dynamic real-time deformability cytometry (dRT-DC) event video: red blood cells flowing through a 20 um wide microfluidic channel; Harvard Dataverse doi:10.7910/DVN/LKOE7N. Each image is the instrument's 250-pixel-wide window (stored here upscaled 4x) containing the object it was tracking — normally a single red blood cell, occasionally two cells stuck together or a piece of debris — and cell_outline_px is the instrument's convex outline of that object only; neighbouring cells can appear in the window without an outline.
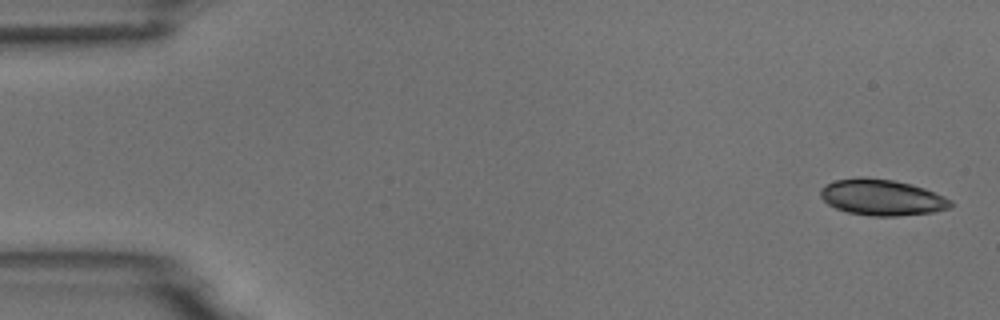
{"species": "common noctule bat (a hibernating species)", "species_latin": "Nyctalus noctula", "temperature_condition": "room temperature", "stored_images_in_passage": 4, "camera_frame_rate_fps": 3000, "um_per_image_px": 0.085, "animal": {"sex": "male", "body_mass_g": 18.8}, "frame": {"image": 1, "passage_image": 1, "time_ms": 0.0, "image_size_px": [1000, 320], "cell_outline_px": [[952, 204], [948, 208], [932, 212], [896, 216], [872, 216], [848, 212], [836, 208], [828, 204], [820, 196], [820, 188], [836, 180], [860, 176], [864, 176], [892, 180], [912, 184], [924, 188], [944, 196], [952, 200]], "centroid_in_image_um": [74.95, 16.77], "position_along_channel_um": 10.1, "area_um2": 27.28}}
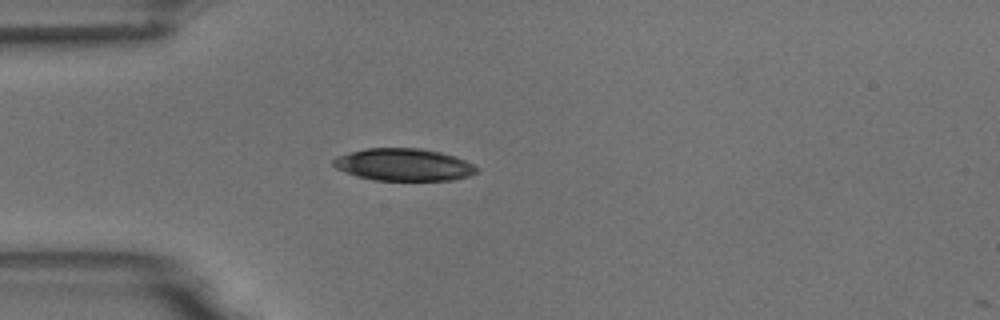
{"frame": {"image": 2, "passage_image": 4, "time_ms": 4.333, "image_size_px": [1000, 320], "cell_outline_px": [[480, 172], [468, 176], [452, 180], [372, 180], [356, 176], [344, 172], [336, 168], [332, 164], [332, 160], [336, 156], [364, 148], [420, 148], [440, 152], [456, 156], [480, 168]], "centroid_in_image_um": [34.31, 14.0], "position_along_channel_um": 50.7, "area_um2": 27.22}}